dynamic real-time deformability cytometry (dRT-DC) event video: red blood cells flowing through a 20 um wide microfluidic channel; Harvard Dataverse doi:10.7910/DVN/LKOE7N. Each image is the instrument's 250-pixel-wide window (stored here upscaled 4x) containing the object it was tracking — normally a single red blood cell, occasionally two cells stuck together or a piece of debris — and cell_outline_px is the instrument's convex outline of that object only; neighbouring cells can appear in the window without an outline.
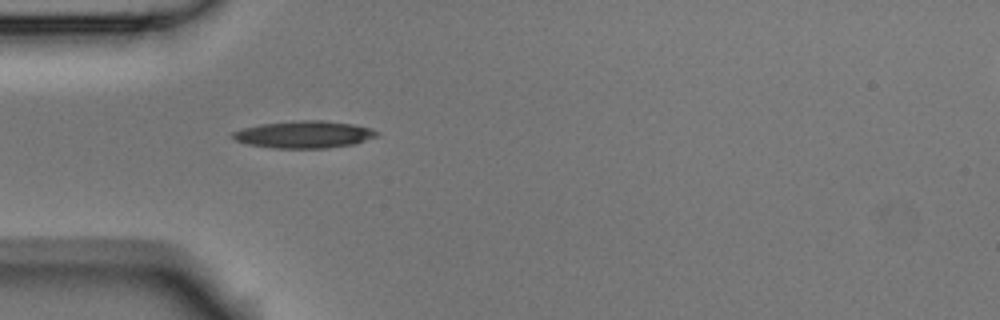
{"species": "Egyptian fruit bat (a non-hibernating species)", "species_latin": "Rousettus aegyptiacus", "temperature_condition": "room temperature", "stored_images_in_passage": 1, "camera_frame_rate_fps": 3000, "um_per_image_px": 0.085, "animal": {"sex": "male"}, "frame": {"image": 1, "passage_image": 1, "time_ms": 0.0, "image_size_px": [1000, 320], "cell_outline_px": [[380, 132], [376, 136], [356, 144], [324, 148], [276, 148], [248, 144], [236, 140], [232, 136], [232, 132], [244, 128], [260, 124], [300, 120], [324, 120], [352, 124], [372, 128]], "centroid_in_image_um": [25.89, 11.42], "position_along_channel_um": 59.1, "area_um2": 22.72}}